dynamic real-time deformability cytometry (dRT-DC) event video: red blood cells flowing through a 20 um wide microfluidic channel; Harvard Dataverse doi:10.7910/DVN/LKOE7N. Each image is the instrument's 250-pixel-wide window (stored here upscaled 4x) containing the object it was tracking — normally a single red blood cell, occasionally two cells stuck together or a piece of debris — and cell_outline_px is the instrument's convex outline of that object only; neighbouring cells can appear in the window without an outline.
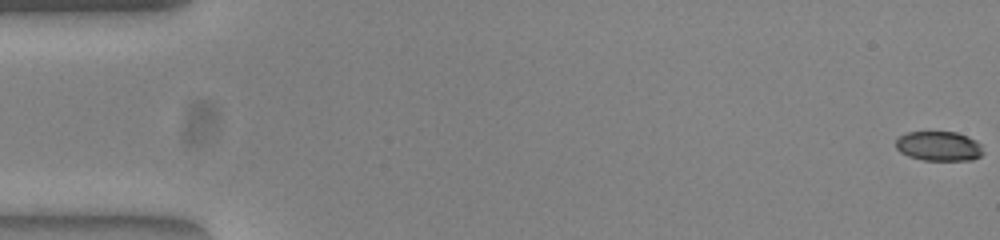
{"species": "common noctule bat (a hibernating species)", "species_latin": "Nyctalus noctula", "temperature_condition": "warm", "stored_images_in_passage": 53, "camera_frame_rate_fps": 3000, "um_per_image_px": 0.085, "animal": {"sex": "female", "body_mass_g": 23.0, "forearm_length_mm": 53.4}, "frame": {"image": 1, "passage_image": 1, "time_ms": 0.0, "image_size_px": [1000, 240], "cell_outline_px": [[984, 152], [980, 156], [972, 160], [924, 160], [908, 156], [900, 152], [896, 148], [896, 140], [900, 136], [908, 132], [956, 132], [968, 136], [976, 140], [980, 144]], "centroid_in_image_um": [79.82, 12.42], "position_along_channel_um": 5.2, "area_um2": 15.09}}
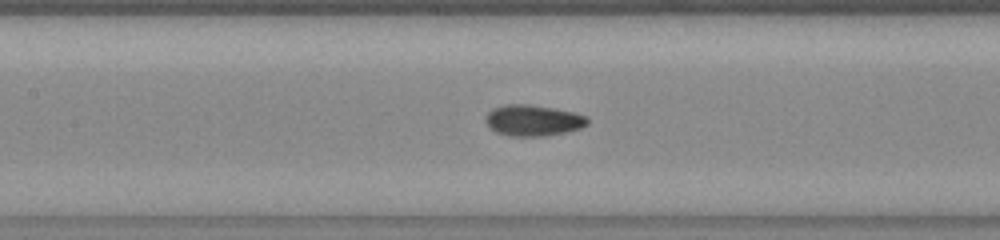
{"frame": {"image": 2, "passage_image": 25, "time_ms": 8.0, "image_size_px": [1000, 240], "cell_outline_px": [[588, 124], [580, 128], [564, 132], [544, 136], [508, 136], [496, 132], [488, 124], [488, 112], [492, 108], [504, 104], [528, 104], [552, 108], [572, 112], [584, 116], [588, 120]], "centroid_in_image_um": [45.3, 10.23], "position_along_channel_um": 162.1, "area_um2": 18.09}}
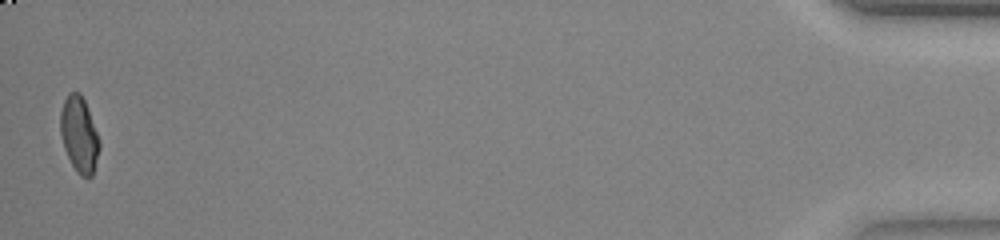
{"frame": {"image": 3, "passage_image": 53, "time_ms": 17.333, "image_size_px": [1000, 240], "cell_outline_px": [[100, 148], [92, 176], [88, 180], [80, 176], [76, 172], [64, 148], [60, 132], [60, 112], [64, 100], [68, 92], [80, 92], [84, 100], [100, 140]], "centroid_in_image_um": [6.73, 11.46], "position_along_channel_um": 428.5, "area_um2": 17.28}, "authors_computed_cell_mechanics": {"area_um2": 17.2822, "velocity_mm_per_s": 3.9056, "shape_relaxation_time_tau1_ms": 3.8037, "shape_relaxation_time_tau2_ms": 1.0927, "deformation_change_tau1": 0.1597, "deformation_change_tau2": 0.0491}}